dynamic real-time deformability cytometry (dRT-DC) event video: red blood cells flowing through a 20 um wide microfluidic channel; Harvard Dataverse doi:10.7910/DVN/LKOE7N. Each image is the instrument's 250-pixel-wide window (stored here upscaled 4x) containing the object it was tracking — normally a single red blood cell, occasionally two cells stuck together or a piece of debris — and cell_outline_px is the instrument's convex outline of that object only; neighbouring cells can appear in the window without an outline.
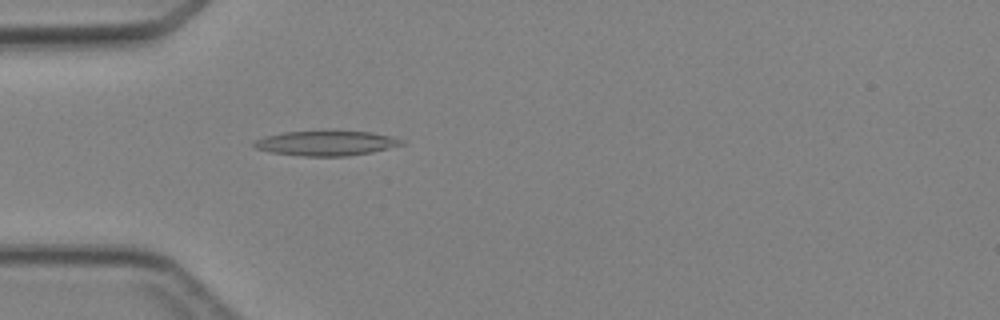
{"species": "Egyptian fruit bat (a non-hibernating species)", "species_latin": "Rousettus aegyptiacus", "temperature_condition": "cold", "stored_images_in_passage": 4, "camera_frame_rate_fps": 3000, "um_per_image_px": 0.085, "animal": {"sex": "female"}, "frame": {"image": 1, "passage_image": 4, "time_ms": 3.667, "image_size_px": [1000, 320], "cell_outline_px": [[404, 144], [372, 152], [344, 156], [304, 156], [272, 152], [256, 148], [252, 144], [256, 140], [264, 136], [284, 132], [372, 132], [392, 136], [404, 140]], "centroid_in_image_um": [27.74, 12.18], "position_along_channel_um": 57.3, "area_um2": 20.92}}